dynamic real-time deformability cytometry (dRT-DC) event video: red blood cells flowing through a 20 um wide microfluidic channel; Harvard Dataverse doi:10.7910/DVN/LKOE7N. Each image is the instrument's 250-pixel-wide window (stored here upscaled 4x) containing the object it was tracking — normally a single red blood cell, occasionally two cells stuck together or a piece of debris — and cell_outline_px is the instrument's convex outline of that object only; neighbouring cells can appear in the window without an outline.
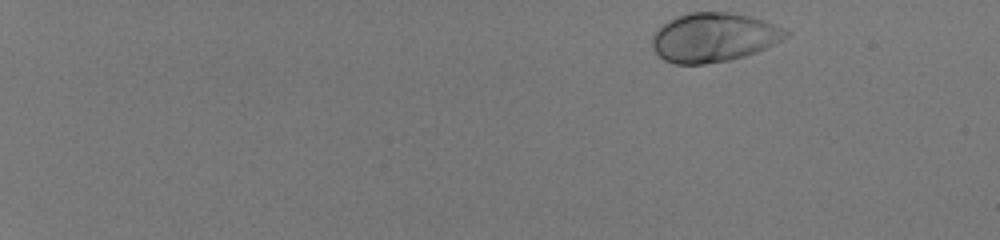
{"species": "human", "species_latin": "Homo sapiens", "temperature_condition": "room temperature", "stored_images_in_passage": 48, "camera_frame_rate_fps": 3000, "um_per_image_px": 0.085, "donor": {"sex": "male"}, "frame": {"image": 1, "passage_image": 1, "time_ms": 0.0, "image_size_px": [1000, 240], "cell_outline_px": [[792, 32], [788, 36], [756, 52], [744, 56], [728, 60], [704, 64], [676, 64], [664, 60], [656, 52], [652, 44], [652, 36], [668, 20], [676, 16], [688, 12], [732, 12], [764, 20]], "centroid_in_image_um": [60.66, 3.17], "position_along_channel_um": 24.3, "area_um2": 37.97}}
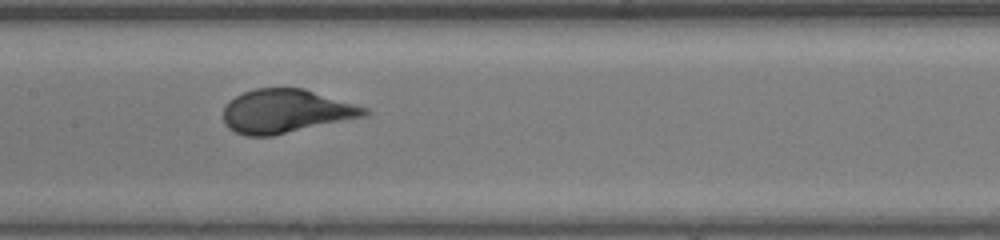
{"frame": {"image": 2, "passage_image": 26, "time_ms": 8.333, "image_size_px": [1000, 240], "cell_outline_px": [[372, 112], [368, 116], [272, 136], [244, 136], [228, 128], [224, 124], [224, 108], [228, 100], [244, 92], [256, 88], [304, 88], [368, 108]], "centroid_in_image_um": [24.32, 9.46], "position_along_channel_um": 183.1, "area_um2": 36.18}}
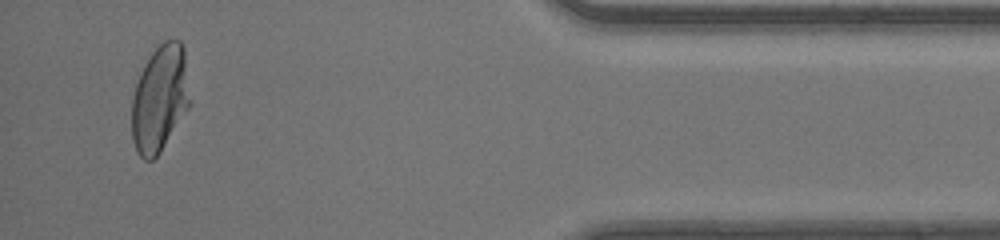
{"frame": {"image": 3, "passage_image": 46, "time_ms": 15.0, "image_size_px": [1000, 240], "cell_outline_px": [[192, 104], [160, 152], [152, 160], [144, 160], [136, 152], [132, 140], [132, 96], [140, 72], [144, 64], [152, 52], [164, 40], [180, 40], [184, 48], [192, 100]], "centroid_in_image_um": [13.61, 8.38], "position_along_channel_um": 421.6, "area_um2": 36.76}, "authors_computed_cell_mechanics": {"area_um2": 36.1539, "velocity_mm_per_s": 4.1361, "shape_relaxation_time_tau1_ms": 3.1259, "shape_relaxation_time_tau2_ms": null, "deformation_change_tau1": 0.189, "deformation_change_tau2": null}}